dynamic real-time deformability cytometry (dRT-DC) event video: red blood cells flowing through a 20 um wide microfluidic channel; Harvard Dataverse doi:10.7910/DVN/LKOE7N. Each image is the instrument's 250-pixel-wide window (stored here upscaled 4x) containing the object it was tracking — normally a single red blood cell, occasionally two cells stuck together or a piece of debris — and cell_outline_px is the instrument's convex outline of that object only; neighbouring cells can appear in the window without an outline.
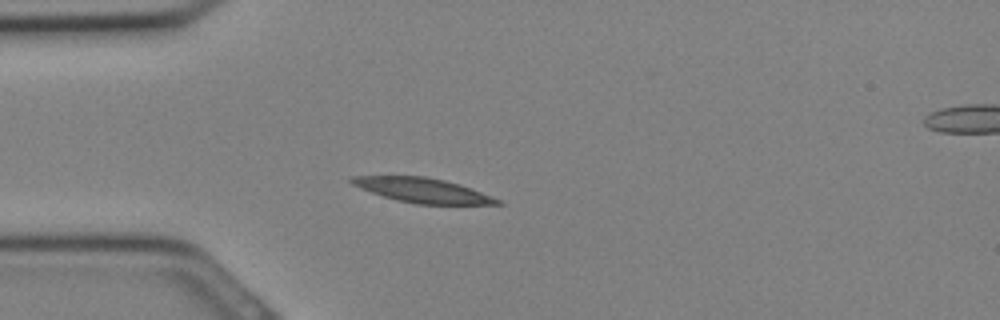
{"species": "Egyptian fruit bat (a non-hibernating species)", "species_latin": "Rousettus aegyptiacus", "temperature_condition": "cold", "stored_images_in_passage": 4, "camera_frame_rate_fps": 3000, "um_per_image_px": 0.085, "animal": {"sex": "female"}, "frame": {"image": 1, "passage_image": 1, "time_ms": 0.0, "image_size_px": [1000, 320], "cell_outline_px": [[504, 204], [416, 204], [384, 196], [360, 188], [352, 184], [348, 180], [348, 176], [424, 176], [444, 180], [460, 184], [472, 188], [504, 200]], "centroid_in_image_um": [35.98, 16.17], "position_along_channel_um": 49.0, "area_um2": 20.87}}
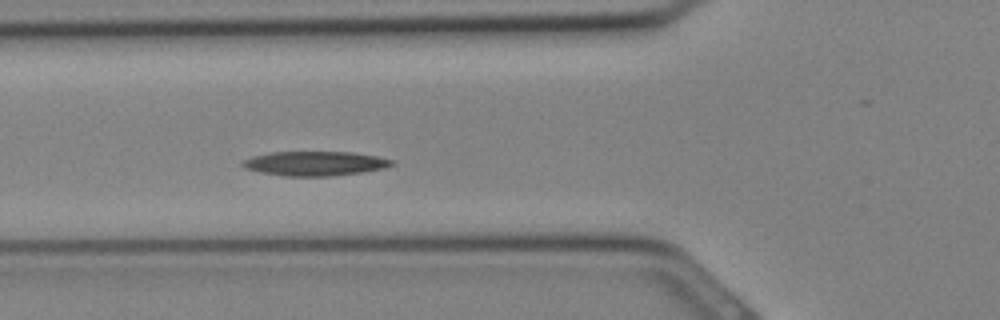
{"frame": {"image": 2, "passage_image": 4, "time_ms": 1.0, "image_size_px": [1000, 320], "cell_outline_px": [[396, 164], [384, 168], [360, 172], [332, 176], [284, 176], [260, 172], [244, 168], [240, 164], [244, 160], [252, 156], [268, 152], [352, 152], [376, 156], [392, 160]], "centroid_in_image_um": [26.74, 13.89], "position_along_channel_um": 99.1, "area_um2": 21.21}}